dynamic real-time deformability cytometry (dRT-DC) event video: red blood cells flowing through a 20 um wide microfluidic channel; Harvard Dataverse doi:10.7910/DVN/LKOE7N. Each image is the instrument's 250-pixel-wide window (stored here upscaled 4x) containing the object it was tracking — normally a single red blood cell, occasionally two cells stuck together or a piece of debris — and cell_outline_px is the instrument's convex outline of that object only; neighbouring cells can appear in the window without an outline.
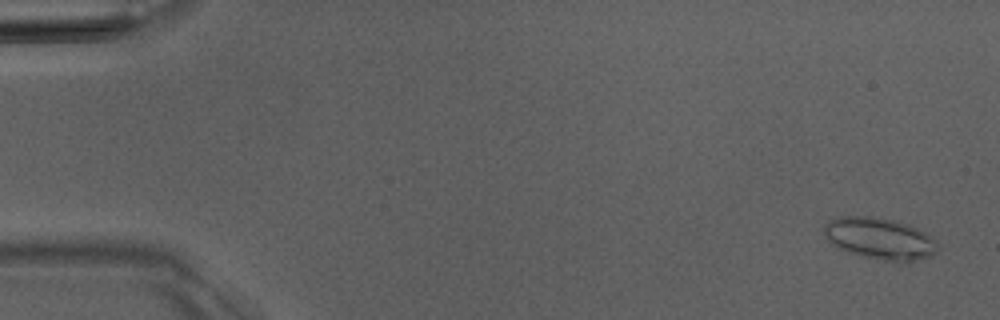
{"species": "Egyptian fruit bat (a non-hibernating species)", "species_latin": "Rousettus aegyptiacus", "temperature_condition": "room temperature", "stored_images_in_passage": 4, "camera_frame_rate_fps": 3000, "um_per_image_px": 0.085, "animal": {"sex": "male"}, "frame": {"image": 1, "passage_image": 1, "time_ms": 0.0, "image_size_px": [1000, 320], "cell_outline_px": [[940, 244], [936, 252], [932, 256], [916, 260], [884, 260], [860, 256], [848, 252], [832, 244], [824, 236], [824, 224], [828, 220], [836, 216], [872, 216], [892, 220], [908, 224], [932, 236]], "centroid_in_image_um": [74.76, 20.25], "position_along_channel_um": 10.2, "area_um2": 27.63}}